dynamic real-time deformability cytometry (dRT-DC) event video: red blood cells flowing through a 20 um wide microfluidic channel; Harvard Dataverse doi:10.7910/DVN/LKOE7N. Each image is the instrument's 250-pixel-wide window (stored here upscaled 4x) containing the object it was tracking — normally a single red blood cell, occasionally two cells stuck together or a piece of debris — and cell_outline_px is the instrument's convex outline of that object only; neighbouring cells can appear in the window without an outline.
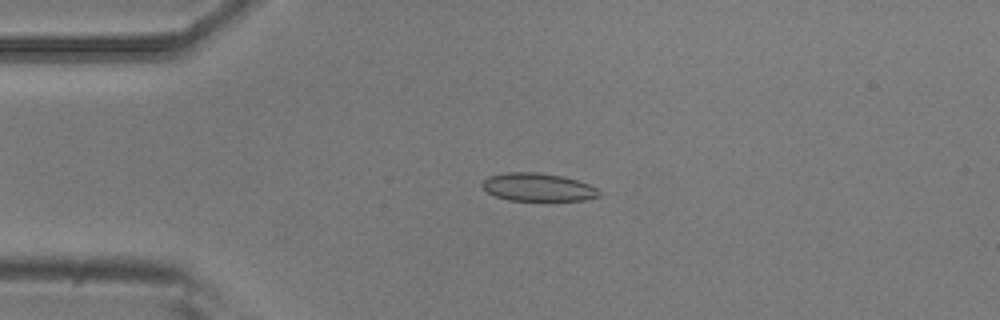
{"species": "common noctule bat (a hibernating species)", "species_latin": "Nyctalus noctula", "temperature_condition": "room temperature", "stored_images_in_passage": 4, "camera_frame_rate_fps": 3000, "um_per_image_px": 0.085, "animal": {"sex": "male", "body_mass_g": 20.5, "forearm_length_mm": 52.5}, "frame": {"image": 1, "passage_image": 3, "time_ms": 0.667, "image_size_px": [1000, 320], "cell_outline_px": [[600, 196], [584, 200], [508, 200], [496, 196], [488, 192], [480, 184], [488, 176], [508, 172], [536, 172], [560, 176], [576, 180], [588, 184], [596, 188], [600, 192]], "centroid_in_image_um": [45.7, 15.91], "position_along_channel_um": 39.3, "area_um2": 18.84}}